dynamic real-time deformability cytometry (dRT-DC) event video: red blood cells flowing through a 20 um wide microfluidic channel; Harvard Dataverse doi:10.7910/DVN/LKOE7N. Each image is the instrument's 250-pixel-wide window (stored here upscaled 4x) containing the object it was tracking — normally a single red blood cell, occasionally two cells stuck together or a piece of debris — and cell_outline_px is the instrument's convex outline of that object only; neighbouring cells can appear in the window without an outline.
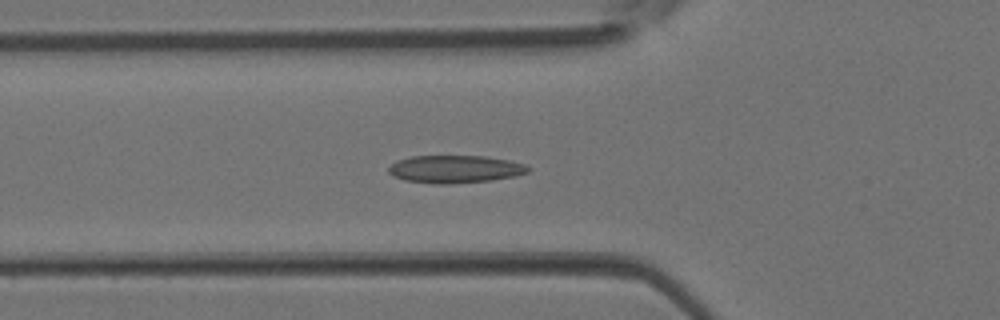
{"species": "Egyptian fruit bat (a non-hibernating species)", "species_latin": "Rousettus aegyptiacus", "temperature_condition": "room temperature", "stored_images_in_passage": 41, "camera_frame_rate_fps": 3000, "um_per_image_px": 0.085, "animal": {"sex": "female"}, "frame": {"image": 1, "passage_image": 14, "time_ms": 4.333, "image_size_px": [1000, 320], "cell_outline_px": [[532, 168], [528, 172], [516, 176], [492, 180], [448, 184], [436, 184], [404, 180], [392, 176], [388, 172], [388, 168], [396, 160], [412, 156], [484, 156], [508, 160], [524, 164]], "centroid_in_image_um": [38.67, 14.38], "position_along_channel_um": 87.1, "area_um2": 22.6}}
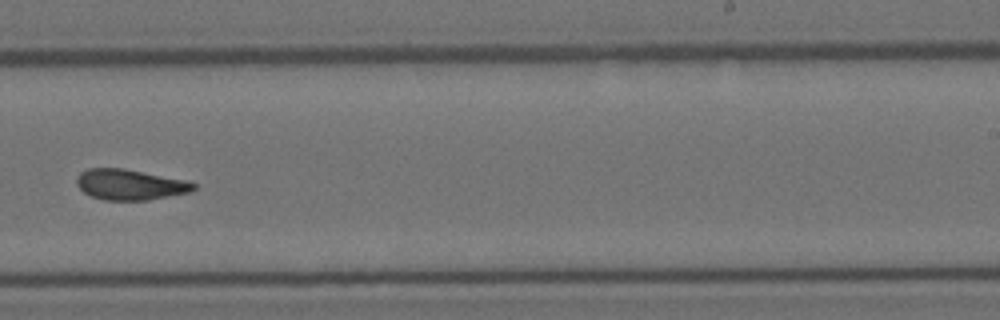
{"frame": {"image": 2, "passage_image": 26, "time_ms": 8.333, "image_size_px": [1000, 320], "cell_outline_px": [[196, 188], [192, 192], [148, 200], [104, 200], [92, 196], [84, 192], [76, 184], [76, 176], [80, 172], [88, 168], [124, 168], [184, 180], [196, 184]], "centroid_in_image_um": [11.03, 15.69], "position_along_channel_um": 278.0, "area_um2": 20.87}}
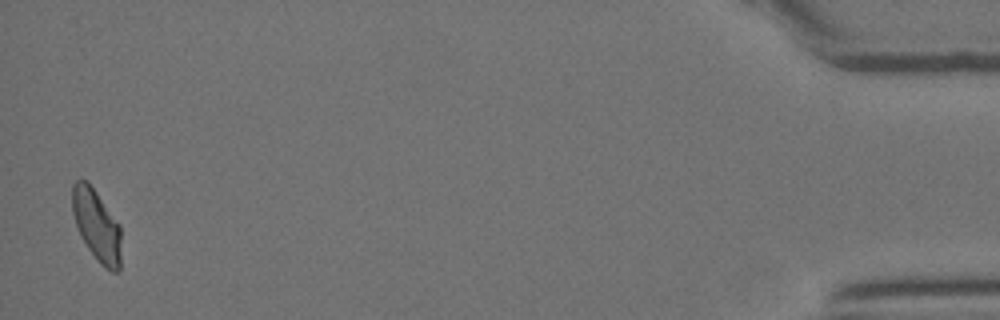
{"frame": {"image": 3, "passage_image": 41, "time_ms": 13.333, "image_size_px": [1000, 320], "cell_outline_px": [[120, 272], [112, 272], [104, 268], [100, 264], [88, 248], [80, 236], [72, 212], [72, 184], [76, 180], [88, 180], [120, 224]], "centroid_in_image_um": [8.21, 19.15], "position_along_channel_um": 427.0, "area_um2": 20.58}}